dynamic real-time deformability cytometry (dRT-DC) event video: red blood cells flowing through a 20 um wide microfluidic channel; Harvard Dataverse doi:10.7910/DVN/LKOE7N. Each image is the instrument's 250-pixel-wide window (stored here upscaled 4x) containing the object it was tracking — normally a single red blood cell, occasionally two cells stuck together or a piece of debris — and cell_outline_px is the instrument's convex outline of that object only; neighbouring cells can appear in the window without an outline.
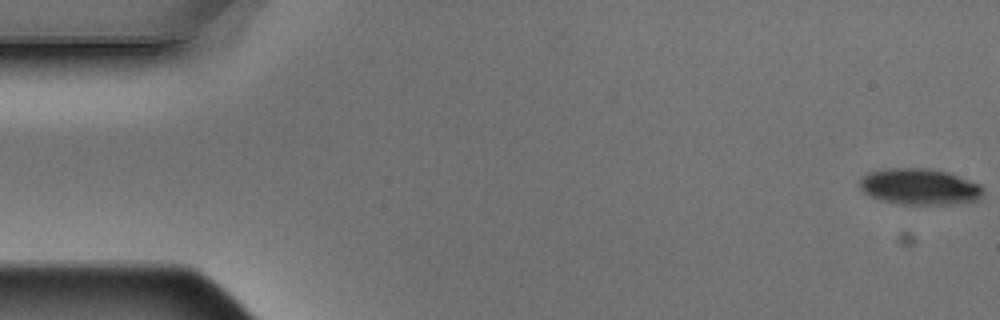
{"species": "Egyptian fruit bat (a non-hibernating species)", "species_latin": "Rousettus aegyptiacus", "temperature_condition": "warm", "stored_images_in_passage": 5, "camera_frame_rate_fps": 3000, "um_per_image_px": 0.085, "animal": {"sex": "male"}, "frame": {"image": 1, "passage_image": 1, "time_ms": 0.0, "image_size_px": [1000, 320], "cell_outline_px": [[984, 192], [980, 200], [960, 204], [904, 204], [880, 200], [868, 196], [860, 188], [860, 180], [868, 172], [888, 168], [932, 168], [948, 172], [980, 184], [984, 188]], "centroid_in_image_um": [78.21, 15.87], "position_along_channel_um": 6.8, "area_um2": 26.36}}
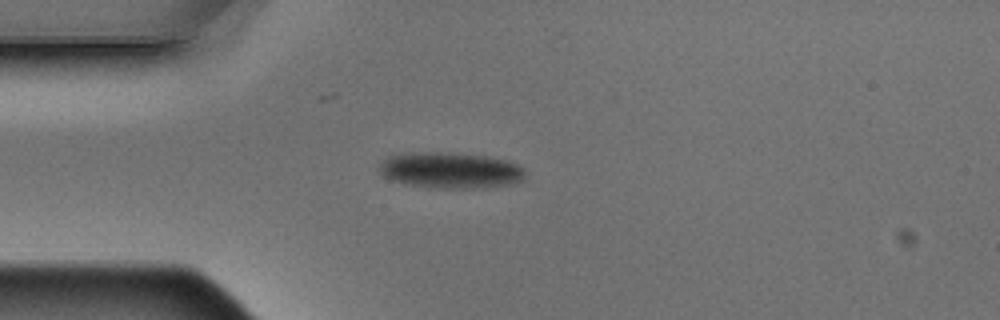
{"frame": {"image": 2, "passage_image": 5, "time_ms": 1.333, "image_size_px": [1000, 320], "cell_outline_px": [[524, 180], [512, 184], [484, 188], [428, 188], [404, 184], [392, 180], [384, 176], [376, 168], [388, 156], [400, 152], [452, 152], [484, 156], [508, 160], [524, 168]], "centroid_in_image_um": [38.25, 14.47], "position_along_channel_um": 46.7, "area_um2": 31.27}}